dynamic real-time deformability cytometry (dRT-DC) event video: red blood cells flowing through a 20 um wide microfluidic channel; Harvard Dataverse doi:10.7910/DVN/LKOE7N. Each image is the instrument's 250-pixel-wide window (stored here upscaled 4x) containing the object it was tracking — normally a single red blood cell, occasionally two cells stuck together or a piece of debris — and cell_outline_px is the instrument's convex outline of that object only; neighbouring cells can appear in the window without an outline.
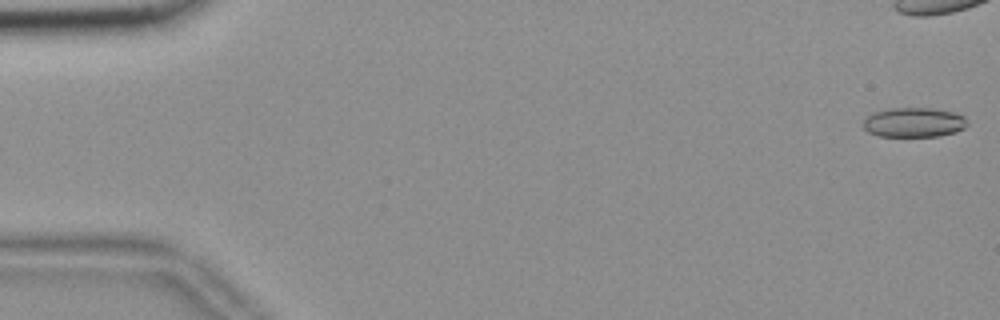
{"species": "common noctule bat (a hibernating species)", "species_latin": "Nyctalus noctula", "temperature_condition": "room temperature", "stored_images_in_passage": 56, "camera_frame_rate_fps": 3000, "um_per_image_px": 0.085, "animal": {"sex": "female", "body_mass_g": 18.4}, "frame": {"image": 1, "passage_image": 1, "time_ms": 0.0, "image_size_px": [1000, 320], "cell_outline_px": [[968, 124], [964, 128], [956, 132], [940, 136], [880, 136], [868, 132], [864, 128], [864, 120], [872, 112], [888, 108], [932, 108], [956, 112], [964, 116], [968, 120]], "centroid_in_image_um": [77.71, 10.39], "position_along_channel_um": 7.3, "area_um2": 18.15}, "authors_computed_cell_mechanics": {"area_um2": 18.0914, "velocity_mm_per_s": 3.6809, "shape_relaxation_time_tau1_ms": null, "shape_relaxation_time_tau2_ms": 3.9081, "deformation_change_tau1": null, "deformation_change_tau2": 0.1068}}